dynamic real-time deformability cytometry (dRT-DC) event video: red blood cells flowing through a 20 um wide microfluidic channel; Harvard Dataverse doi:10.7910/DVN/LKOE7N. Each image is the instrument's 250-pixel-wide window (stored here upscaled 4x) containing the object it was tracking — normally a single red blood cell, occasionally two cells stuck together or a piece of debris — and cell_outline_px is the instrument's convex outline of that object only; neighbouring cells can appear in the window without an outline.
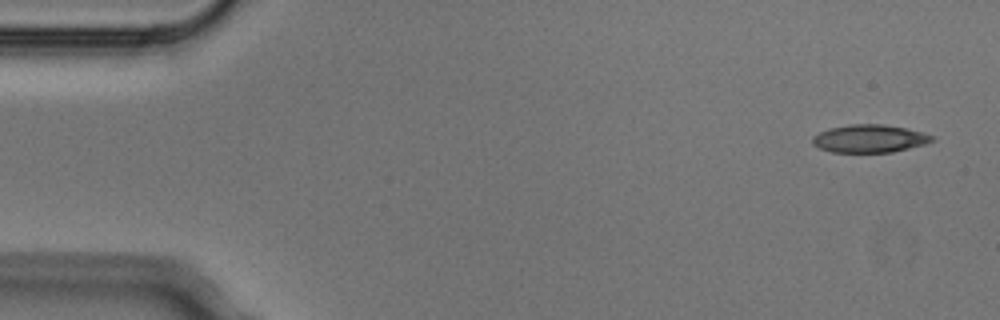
{"species": "Egyptian fruit bat (a non-hibernating species)", "species_latin": "Rousettus aegyptiacus", "temperature_condition": "cold", "stored_images_in_passage": 4, "camera_frame_rate_fps": 3000, "um_per_image_px": 0.085, "animal": {"sex": "male"}, "frame": {"image": 1, "passage_image": 1, "time_ms": 0.0, "image_size_px": [1000, 320], "cell_outline_px": [[936, 140], [924, 144], [892, 152], [832, 152], [820, 148], [812, 144], [812, 136], [828, 128], [848, 124], [884, 124], [924, 132], [936, 136]], "centroid_in_image_um": [73.92, 11.77], "position_along_channel_um": 11.1, "area_um2": 19.54}}
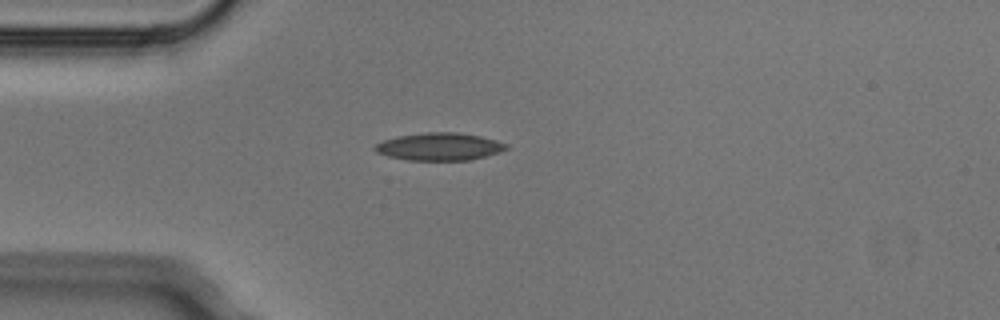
{"frame": {"image": 2, "passage_image": 4, "time_ms": 1.0, "image_size_px": [1000, 320], "cell_outline_px": [[508, 148], [500, 152], [468, 160], [408, 160], [388, 156], [376, 152], [372, 148], [376, 144], [384, 140], [396, 136], [424, 132], [456, 132], [480, 136], [496, 140], [508, 144]], "centroid_in_image_um": [37.33, 12.45], "position_along_channel_um": 47.7, "area_um2": 21.1}}